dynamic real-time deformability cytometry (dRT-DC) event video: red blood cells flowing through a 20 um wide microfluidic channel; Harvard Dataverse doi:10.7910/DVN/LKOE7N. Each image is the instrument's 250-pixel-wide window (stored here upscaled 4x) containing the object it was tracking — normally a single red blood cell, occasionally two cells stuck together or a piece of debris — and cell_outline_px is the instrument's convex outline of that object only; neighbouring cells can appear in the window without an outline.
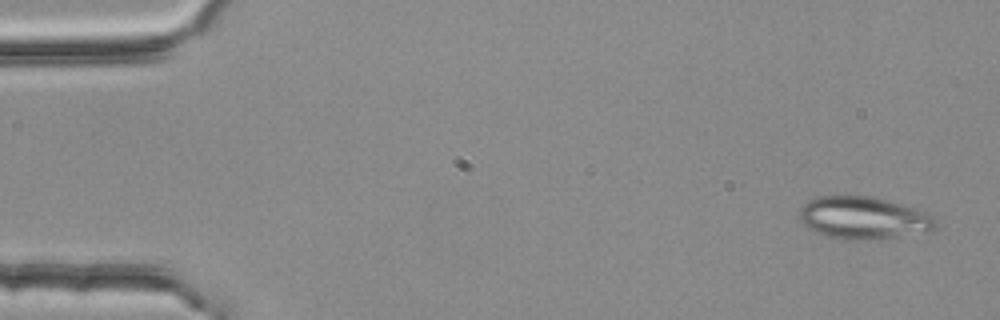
{"species": "common noctule bat (a hibernating species)", "species_latin": "Nyctalus noctula", "temperature_condition": "room temperature", "stored_images_in_passage": 4, "camera_frame_rate_fps": 3000, "um_per_image_px": 0.085, "animal": {"sex": "female", "body_mass_g": 25.1}, "frame": {"image": 1, "passage_image": 1, "time_ms": 0.0, "image_size_px": [1000, 320], "cell_outline_px": [[936, 228], [928, 232], [880, 240], [848, 240], [828, 236], [816, 232], [808, 228], [800, 220], [800, 208], [808, 200], [816, 196], [876, 196], [916, 208], [928, 212], [936, 220]], "centroid_in_image_um": [73.44, 18.53], "position_along_channel_um": 11.6, "area_um2": 34.28}}